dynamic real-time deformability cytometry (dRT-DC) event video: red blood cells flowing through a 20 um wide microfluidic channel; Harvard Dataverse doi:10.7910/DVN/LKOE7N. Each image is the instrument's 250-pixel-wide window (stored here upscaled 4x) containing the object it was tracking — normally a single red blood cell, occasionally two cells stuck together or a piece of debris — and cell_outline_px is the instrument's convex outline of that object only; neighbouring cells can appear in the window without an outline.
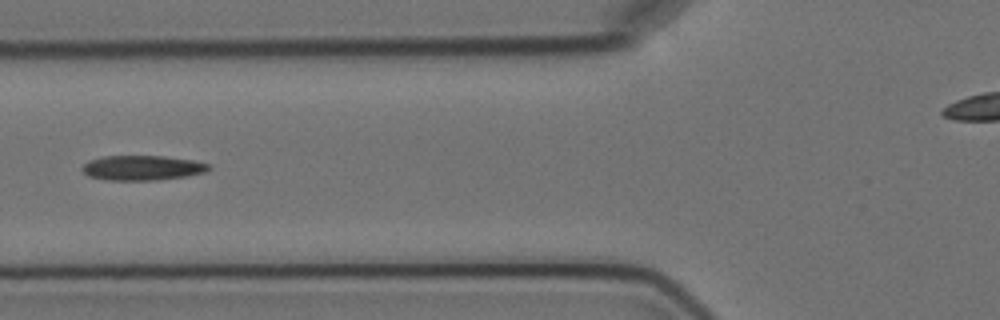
{"species": "Egyptian fruit bat (a non-hibernating species)", "species_latin": "Rousettus aegyptiacus", "temperature_condition": "cold", "stored_images_in_passage": 5, "camera_frame_rate_fps": 3000, "um_per_image_px": 0.085, "animal": {"sex": "female"}, "frame": {"image": 1, "passage_image": 5, "time_ms": 4.667, "image_size_px": [1000, 320], "cell_outline_px": [[212, 168], [204, 172], [188, 176], [156, 180], [104, 180], [88, 176], [80, 168], [88, 160], [104, 156], [164, 156], [192, 160], [208, 164]], "centroid_in_image_um": [12.06, 14.27], "position_along_channel_um": 113.7, "area_um2": 18.38}}